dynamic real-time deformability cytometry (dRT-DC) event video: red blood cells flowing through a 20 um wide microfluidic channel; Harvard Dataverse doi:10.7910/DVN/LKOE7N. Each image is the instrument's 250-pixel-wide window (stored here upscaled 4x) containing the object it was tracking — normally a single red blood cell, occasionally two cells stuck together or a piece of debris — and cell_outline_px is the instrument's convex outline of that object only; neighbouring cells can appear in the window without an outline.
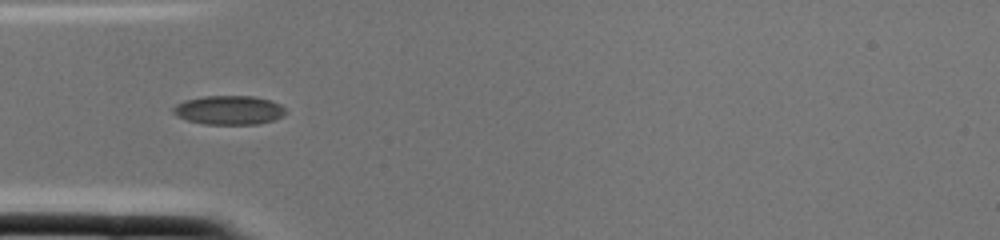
{"species": "common noctule bat (a hibernating species)", "species_latin": "Nyctalus noctula", "temperature_condition": "cold", "stored_images_in_passage": 2, "camera_frame_rate_fps": 3000, "um_per_image_px": 0.085, "animal": {"sex": "female", "body_mass_g": 22.0, "forearm_length_mm": 56.7}, "frame": {"image": 1, "passage_image": 2, "time_ms": 0.333, "image_size_px": [1000, 240], "cell_outline_px": [[288, 112], [284, 116], [260, 124], [204, 124], [188, 120], [176, 116], [172, 112], [172, 108], [176, 104], [184, 100], [204, 96], [252, 96], [272, 100], [280, 104]], "centroid_in_image_um": [19.47, 9.36], "position_along_channel_um": 65.5, "area_um2": 19.19}}